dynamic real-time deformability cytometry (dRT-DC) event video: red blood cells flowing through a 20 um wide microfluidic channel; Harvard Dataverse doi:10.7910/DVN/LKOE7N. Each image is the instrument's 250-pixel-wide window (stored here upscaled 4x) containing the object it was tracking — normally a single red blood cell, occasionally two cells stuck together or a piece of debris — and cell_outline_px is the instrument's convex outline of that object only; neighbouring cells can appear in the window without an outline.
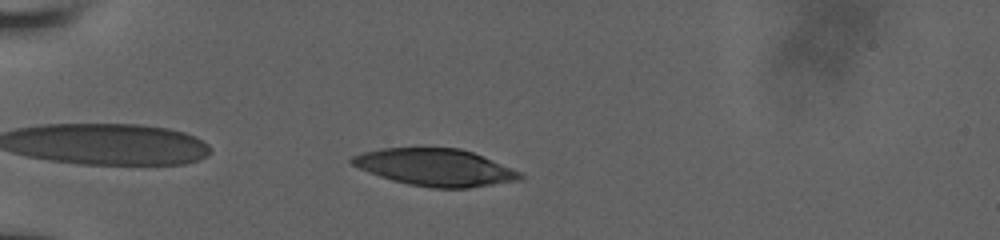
{"species": "human", "species_latin": "Homo sapiens", "temperature_condition": "room temperature", "stored_images_in_passage": 3, "camera_frame_rate_fps": 3000, "um_per_image_px": 0.085, "donor": {"sex": "male"}, "frame": {"image": 1, "passage_image": 1, "time_ms": 0.0, "image_size_px": [1000, 240], "cell_outline_px": [[524, 176], [520, 180], [468, 188], [432, 188], [408, 184], [392, 180], [368, 172], [352, 164], [348, 160], [352, 156], [364, 152], [384, 148], [460, 148], [472, 152], [520, 172]], "centroid_in_image_um": [36.97, 14.23], "position_along_channel_um": 48.0, "area_um2": 36.01}}
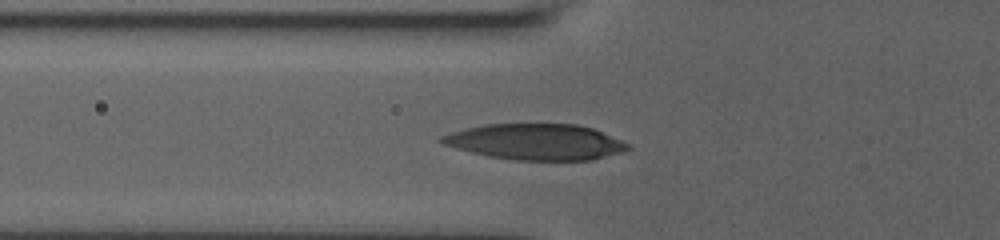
{"frame": {"image": 2, "passage_image": 3, "time_ms": 1.667, "image_size_px": [1000, 240], "cell_outline_px": [[632, 148], [620, 152], [592, 160], [516, 160], [488, 156], [440, 144], [436, 140], [440, 136], [464, 128], [484, 124], [576, 124], [592, 128], [620, 140], [628, 144]], "centroid_in_image_um": [45.47, 12.05], "position_along_channel_um": 80.3, "area_um2": 38.9}}